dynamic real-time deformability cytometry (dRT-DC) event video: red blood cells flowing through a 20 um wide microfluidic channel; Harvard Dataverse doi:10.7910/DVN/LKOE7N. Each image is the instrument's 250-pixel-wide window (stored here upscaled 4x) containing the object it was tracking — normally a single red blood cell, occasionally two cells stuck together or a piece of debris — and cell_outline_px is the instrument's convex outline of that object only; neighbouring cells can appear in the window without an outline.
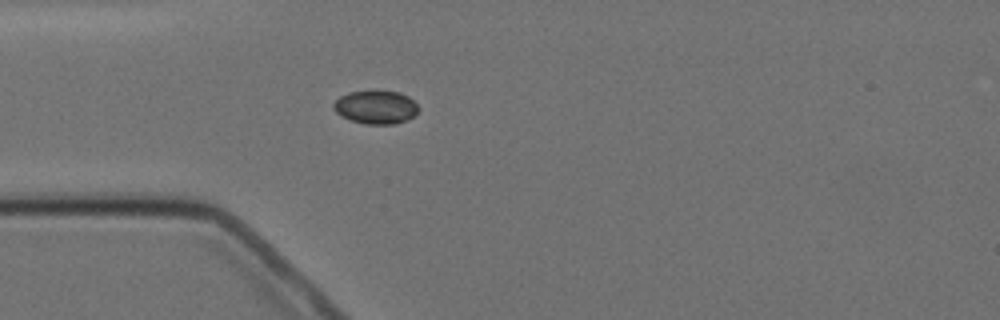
{"species": "Egyptian fruit bat (a non-hibernating species)", "species_latin": "Rousettus aegyptiacus", "temperature_condition": "cold", "stored_images_in_passage": 3, "camera_frame_rate_fps": 3000, "um_per_image_px": 0.085, "animal": {"sex": "female"}, "frame": {"image": 1, "passage_image": 3, "time_ms": 2.333, "image_size_px": [1000, 320], "cell_outline_px": [[420, 108], [408, 120], [396, 124], [364, 124], [340, 116], [332, 108], [332, 104], [340, 96], [348, 92], [372, 88], [400, 92], [408, 96]], "centroid_in_image_um": [31.92, 9.07], "position_along_channel_um": 53.1, "area_um2": 17.11}}